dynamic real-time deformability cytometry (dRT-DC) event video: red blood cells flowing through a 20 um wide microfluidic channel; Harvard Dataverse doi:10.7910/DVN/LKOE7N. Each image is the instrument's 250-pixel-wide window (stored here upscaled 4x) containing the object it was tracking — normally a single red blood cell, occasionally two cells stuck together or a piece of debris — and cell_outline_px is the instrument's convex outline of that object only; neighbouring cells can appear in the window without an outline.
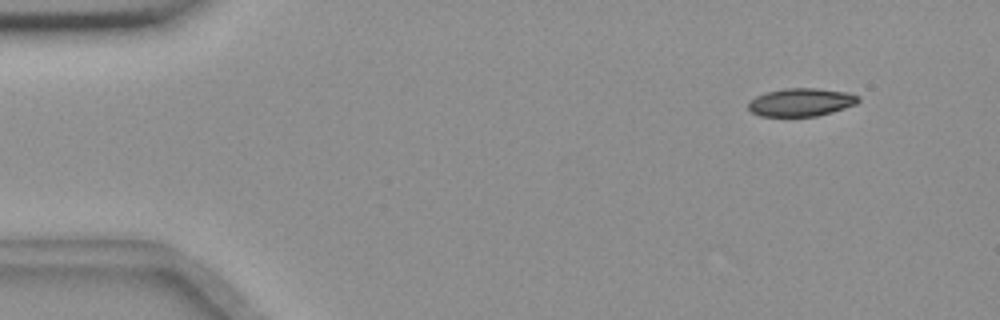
{"species": "common noctule bat (a hibernating species)", "species_latin": "Nyctalus noctula", "temperature_condition": "room temperature", "stored_images_in_passage": 5, "camera_frame_rate_fps": 3000, "um_per_image_px": 0.085, "animal": {"sex": "female", "body_mass_g": 18.4}, "frame": {"image": 1, "passage_image": 2, "time_ms": 1.0, "image_size_px": [1000, 320], "cell_outline_px": [[860, 100], [856, 104], [832, 112], [816, 116], [760, 116], [752, 112], [748, 108], [748, 100], [764, 92], [784, 88], [816, 88], [848, 92], [860, 96]], "centroid_in_image_um": [68.07, 8.68], "position_along_channel_um": 16.9, "area_um2": 18.15}}